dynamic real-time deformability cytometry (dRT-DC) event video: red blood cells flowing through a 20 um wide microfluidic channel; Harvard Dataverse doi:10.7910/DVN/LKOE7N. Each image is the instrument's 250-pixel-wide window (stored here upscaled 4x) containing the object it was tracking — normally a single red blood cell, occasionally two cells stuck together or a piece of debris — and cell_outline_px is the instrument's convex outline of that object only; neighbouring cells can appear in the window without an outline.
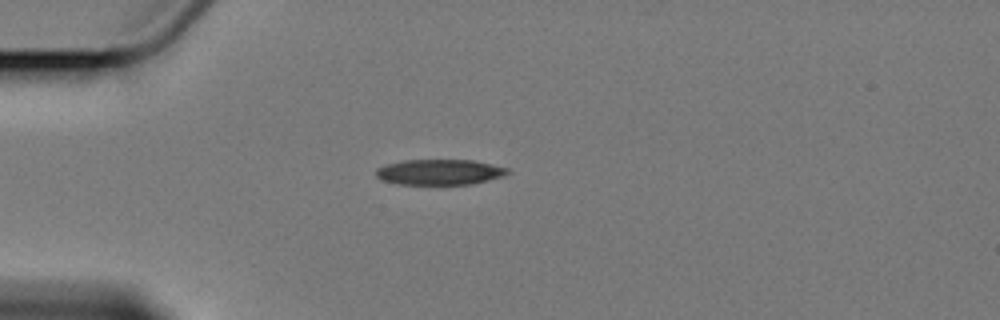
{"species": "Egyptian fruit bat (a non-hibernating species)", "species_latin": "Rousettus aegyptiacus", "temperature_condition": "cold", "stored_images_in_passage": 3, "camera_frame_rate_fps": 3000, "um_per_image_px": 0.085, "animal": {"sex": "female"}, "frame": {"image": 1, "passage_image": 1, "time_ms": 0.0, "image_size_px": [1000, 320], "cell_outline_px": [[512, 172], [504, 176], [488, 180], [468, 184], [396, 184], [380, 180], [376, 176], [376, 168], [384, 164], [404, 160], [472, 160], [508, 168]], "centroid_in_image_um": [37.33, 14.62], "position_along_channel_um": 47.7, "area_um2": 19.65}}
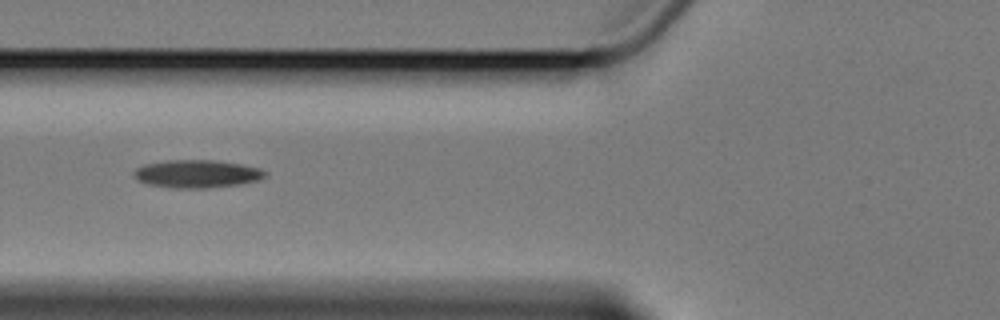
{"frame": {"image": 2, "passage_image": 3, "time_ms": 2.333, "image_size_px": [1000, 320], "cell_outline_px": [[268, 172], [264, 176], [256, 180], [240, 184], [204, 188], [176, 188], [148, 184], [136, 180], [132, 172], [136, 168], [144, 164], [168, 160], [216, 160], [240, 164], [260, 168]], "centroid_in_image_um": [16.7, 14.77], "position_along_channel_um": 109.1, "area_um2": 21.27}}